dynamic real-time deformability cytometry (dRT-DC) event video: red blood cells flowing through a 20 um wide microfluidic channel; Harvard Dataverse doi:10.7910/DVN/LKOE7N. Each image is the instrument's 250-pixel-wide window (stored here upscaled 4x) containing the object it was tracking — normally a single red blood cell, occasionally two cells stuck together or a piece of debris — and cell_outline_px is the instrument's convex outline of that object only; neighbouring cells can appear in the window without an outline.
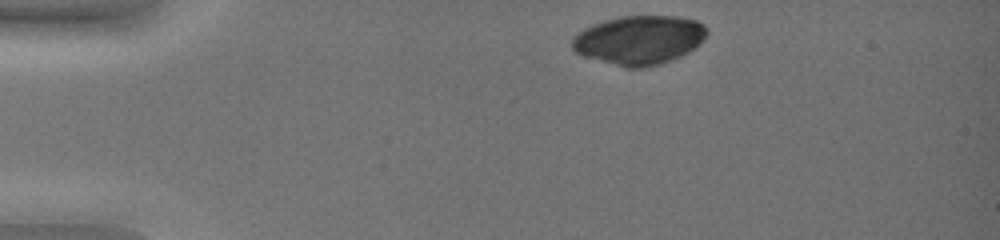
{"species": "common noctule bat (a hibernating species)", "species_latin": "Nyctalus noctula", "temperature_condition": "warm", "stored_images_in_passage": 39, "camera_frame_rate_fps": 3000, "um_per_image_px": 0.085, "animal": {"sex": "female", "body_mass_g": 19.0, "forearm_length_mm": 51.5}, "frame": {"image": 1, "passage_image": 1, "time_ms": 0.0, "image_size_px": [1000, 240], "cell_outline_px": [[708, 32], [704, 40], [696, 48], [672, 60], [660, 64], [644, 68], [624, 68], [584, 56], [576, 52], [572, 48], [572, 36], [584, 28], [592, 24], [604, 20], [620, 16], [676, 16], [696, 20], [704, 24], [708, 28]], "centroid_in_image_um": [54.35, 3.4], "position_along_channel_um": 30.7, "area_um2": 38.9}}